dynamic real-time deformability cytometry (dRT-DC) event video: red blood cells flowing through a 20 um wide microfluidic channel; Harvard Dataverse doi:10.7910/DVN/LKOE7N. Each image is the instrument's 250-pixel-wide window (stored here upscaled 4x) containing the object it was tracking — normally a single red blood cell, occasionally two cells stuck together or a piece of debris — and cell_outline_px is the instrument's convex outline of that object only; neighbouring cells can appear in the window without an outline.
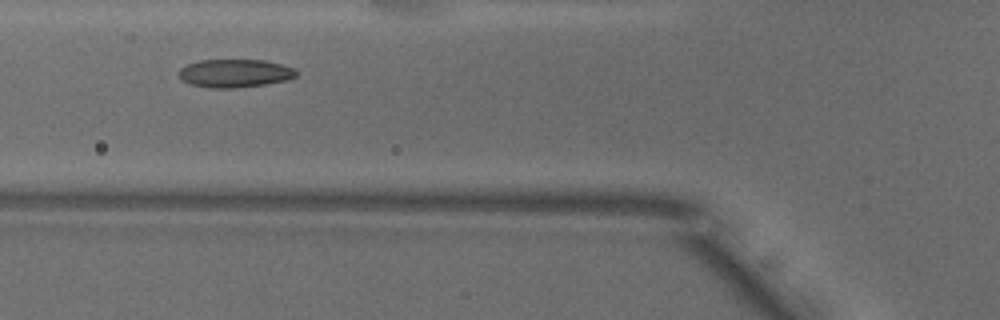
{"species": "common noctule bat (a hibernating species)", "species_latin": "Nyctalus noctula", "temperature_condition": "warm", "stored_images_in_passage": 25, "camera_frame_rate_fps": 3000, "um_per_image_px": 0.085, "animal": {"sex": "male", "body_mass_g": 18.8}, "frame": {"image": 1, "passage_image": 4, "time_ms": 1.0, "image_size_px": [1000, 320], "cell_outline_px": [[296, 76], [288, 80], [264, 84], [236, 88], [208, 88], [192, 84], [180, 80], [176, 72], [180, 68], [188, 64], [200, 60], [264, 60], [296, 68]], "centroid_in_image_um": [19.93, 6.23], "position_along_channel_um": 105.9, "area_um2": 19.42}}
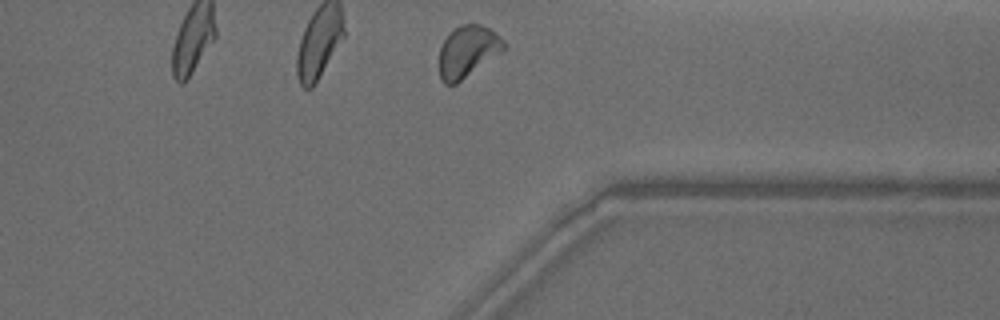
{"frame": {"image": 2, "passage_image": 25, "time_ms": 8.0, "image_size_px": [1000, 320], "cell_outline_px": [[508, 48], [456, 84], [444, 84], [440, 80], [440, 48], [444, 40], [452, 28], [460, 24], [480, 24], [488, 28], [500, 36], [508, 44]], "centroid_in_image_um": [39.78, 4.36], "position_along_channel_um": 371.6, "area_um2": 19.65}, "authors_computed_cell_mechanics": {"area_um2": 19.0162, "velocity_mm_per_s": 3.8554, "shape_relaxation_time_tau1_ms": 5.5383, "shape_relaxation_time_tau2_ms": 1.4292, "deformation_change_tau1": 0.135, "deformation_change_tau2": 0.0622}}